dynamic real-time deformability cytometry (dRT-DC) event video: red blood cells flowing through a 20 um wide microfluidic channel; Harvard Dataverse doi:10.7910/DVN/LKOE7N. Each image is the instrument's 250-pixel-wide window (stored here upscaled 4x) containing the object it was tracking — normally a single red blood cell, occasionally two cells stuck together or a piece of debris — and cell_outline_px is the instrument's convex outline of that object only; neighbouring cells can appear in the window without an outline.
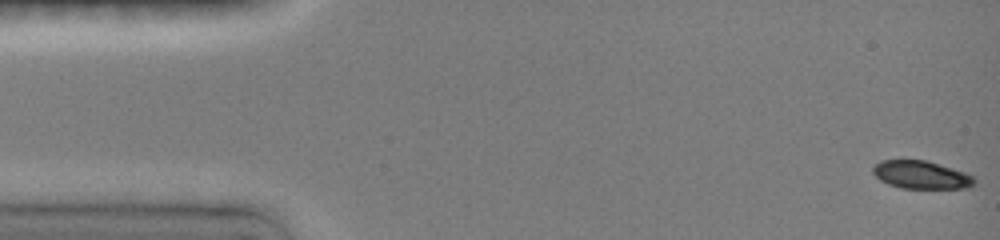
{"species": "common noctule bat (a hibernating species)", "species_latin": "Nyctalus noctula", "temperature_condition": "room temperature", "stored_images_in_passage": 48, "camera_frame_rate_fps": 3000, "um_per_image_px": 0.085, "animal": {"sex": "female", "body_mass_g": 19.0, "forearm_length_mm": 51.5}, "frame": {"image": 1, "passage_image": 1, "time_ms": 0.0, "image_size_px": [1000, 240], "cell_outline_px": [[976, 184], [968, 188], [900, 188], [888, 184], [880, 180], [872, 172], [872, 168], [880, 160], [924, 160], [952, 168], [964, 172], [972, 176], [976, 180]], "centroid_in_image_um": [78.29, 14.87], "position_along_channel_um": 6.7, "area_um2": 16.47}}
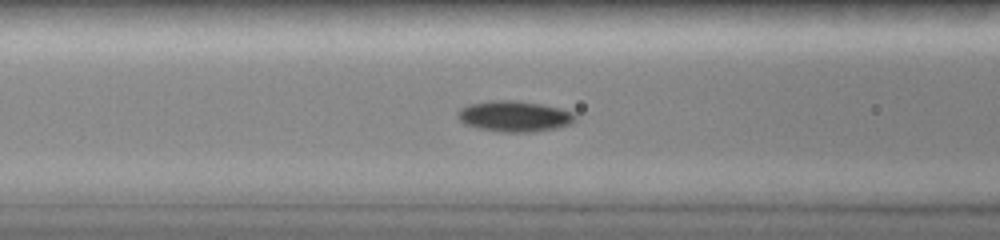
{"frame": {"image": 2, "passage_image": 19, "time_ms": 6.0, "image_size_px": [1000, 240], "cell_outline_px": [[576, 120], [572, 124], [556, 128], [532, 132], [500, 132], [476, 128], [464, 124], [456, 116], [456, 112], [460, 108], [468, 104], [492, 100], [516, 100], [540, 104], [560, 108], [572, 112], [576, 116]], "centroid_in_image_um": [43.69, 9.89], "position_along_channel_um": 122.9, "area_um2": 21.39}}
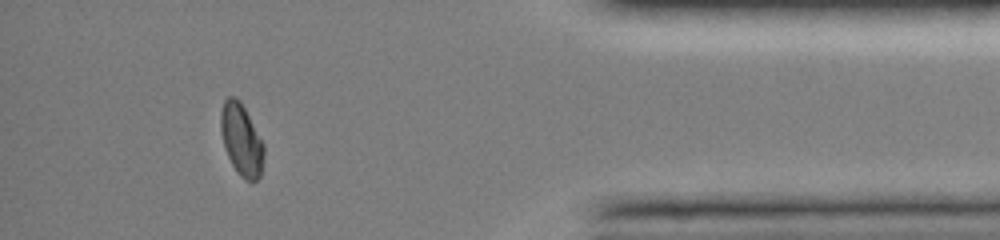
{"frame": {"image": 3, "passage_image": 43, "time_ms": 14.0, "image_size_px": [1000, 240], "cell_outline_px": [[264, 156], [260, 176], [256, 180], [244, 180], [240, 176], [232, 164], [228, 156], [224, 144], [220, 128], [220, 112], [224, 100], [228, 96], [236, 96], [240, 100], [264, 144]], "centroid_in_image_um": [20.51, 11.85], "position_along_channel_um": 414.7, "area_um2": 17.98}, "authors_computed_cell_mechanics": {"area_um2": 18.785, "velocity_mm_per_s": 4.022, "shape_relaxation_time_tau1_ms": 2.6182, "shape_relaxation_time_tau2_ms": null, "deformation_change_tau1": 0.1578, "deformation_change_tau2": null}}